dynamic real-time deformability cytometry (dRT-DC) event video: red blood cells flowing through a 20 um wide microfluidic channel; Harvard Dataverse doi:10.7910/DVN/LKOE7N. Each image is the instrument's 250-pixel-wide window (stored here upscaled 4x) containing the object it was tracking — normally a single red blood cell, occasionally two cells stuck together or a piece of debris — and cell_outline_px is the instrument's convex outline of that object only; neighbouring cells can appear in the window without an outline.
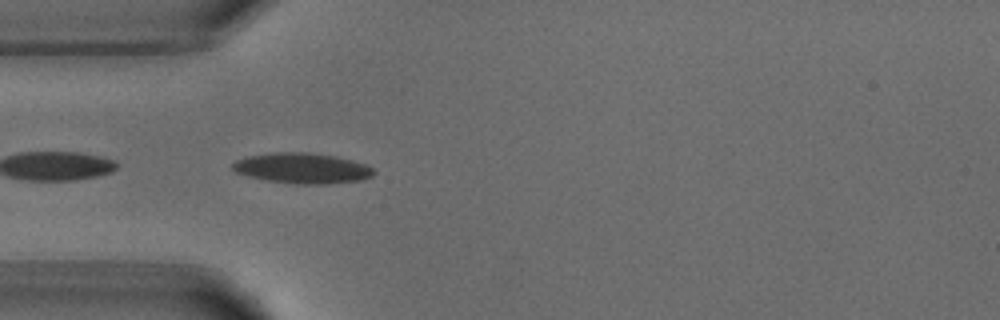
{"species": "common noctule bat (a hibernating species)", "species_latin": "Nyctalus noctula", "temperature_condition": "warm", "stored_images_in_passage": 32, "camera_frame_rate_fps": 3000, "um_per_image_px": 0.085, "animal": {"sex": "male", "body_mass_g": 18.8}, "frame": {"image": 1, "passage_image": 15, "time_ms": 4.667, "image_size_px": [1000, 320], "cell_outline_px": [[376, 172], [372, 176], [364, 180], [328, 184], [292, 184], [268, 180], [248, 176], [236, 172], [232, 168], [232, 164], [236, 160], [248, 156], [272, 152], [308, 152], [336, 156], [352, 160], [364, 164], [372, 168]], "centroid_in_image_um": [25.71, 14.3], "position_along_channel_um": 59.3, "area_um2": 25.2}}
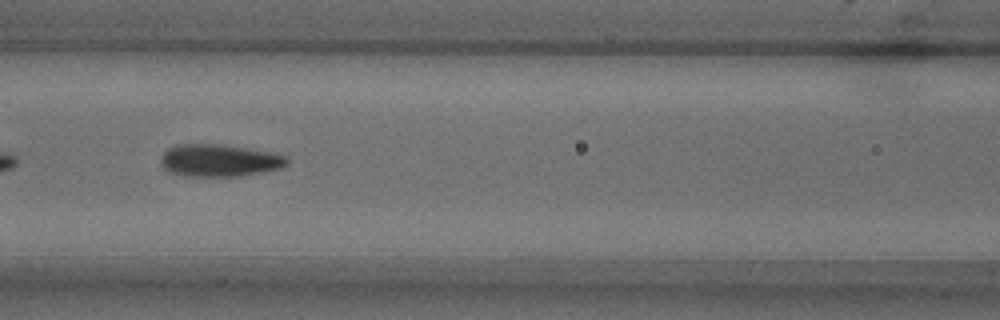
{"frame": {"image": 2, "passage_image": 22, "time_ms": 7.0, "image_size_px": [1000, 320], "cell_outline_px": [[288, 164], [280, 168], [264, 172], [240, 176], [184, 176], [168, 172], [164, 168], [160, 160], [164, 152], [168, 148], [180, 144], [216, 144], [272, 152], [288, 156]], "centroid_in_image_um": [18.65, 13.65], "position_along_channel_um": 147.9, "area_um2": 23.76}}
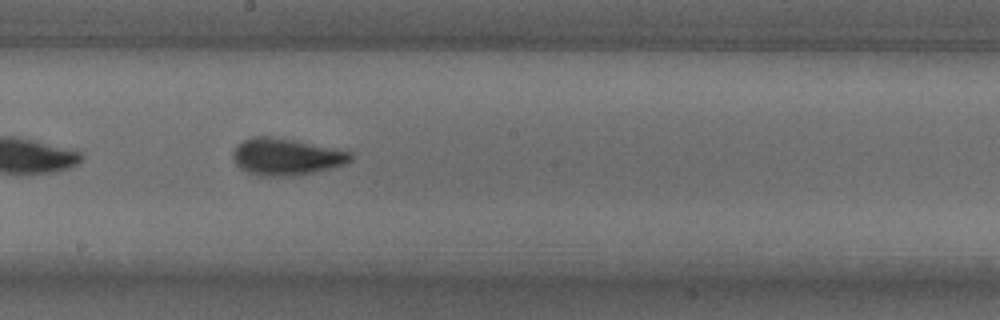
{"frame": {"image": 3, "passage_image": 28, "time_ms": 9.0, "image_size_px": [1000, 320], "cell_outline_px": [[352, 160], [344, 164], [312, 172], [292, 176], [256, 176], [240, 168], [236, 164], [232, 156], [232, 152], [244, 140], [252, 136], [268, 136], [292, 140], [352, 152]], "centroid_in_image_um": [24.28, 13.33], "position_along_channel_um": 223.9, "area_um2": 24.85}}